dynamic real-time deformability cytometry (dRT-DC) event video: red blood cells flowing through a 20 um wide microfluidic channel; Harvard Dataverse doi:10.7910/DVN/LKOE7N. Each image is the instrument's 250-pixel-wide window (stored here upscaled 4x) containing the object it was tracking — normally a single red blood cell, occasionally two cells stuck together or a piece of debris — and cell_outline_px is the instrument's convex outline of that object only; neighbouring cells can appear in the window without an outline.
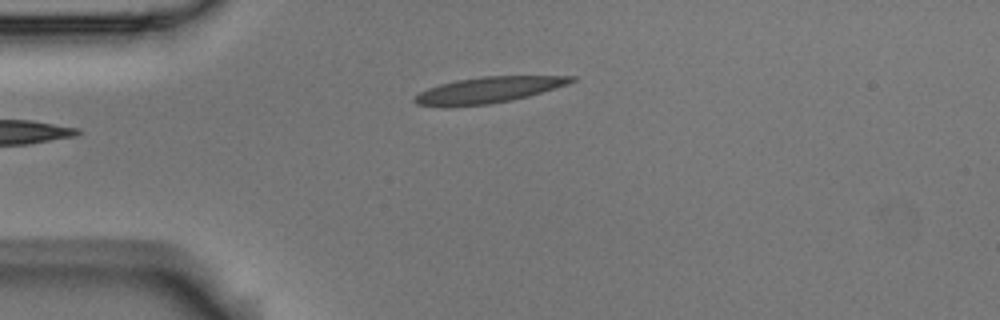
{"species": "Egyptian fruit bat (a non-hibernating species)", "species_latin": "Rousettus aegyptiacus", "temperature_condition": "room temperature", "stored_images_in_passage": 3, "camera_frame_rate_fps": 3000, "um_per_image_px": 0.085, "animal": {"sex": "male"}, "frame": {"image": 1, "passage_image": 3, "time_ms": 0.667, "image_size_px": [1000, 320], "cell_outline_px": [[576, 80], [568, 84], [528, 96], [512, 100], [488, 104], [416, 104], [412, 100], [420, 92], [428, 88], [440, 84], [456, 80], [480, 76], [576, 76]], "centroid_in_image_um": [41.6, 7.6], "position_along_channel_um": 43.4, "area_um2": 22.89}}